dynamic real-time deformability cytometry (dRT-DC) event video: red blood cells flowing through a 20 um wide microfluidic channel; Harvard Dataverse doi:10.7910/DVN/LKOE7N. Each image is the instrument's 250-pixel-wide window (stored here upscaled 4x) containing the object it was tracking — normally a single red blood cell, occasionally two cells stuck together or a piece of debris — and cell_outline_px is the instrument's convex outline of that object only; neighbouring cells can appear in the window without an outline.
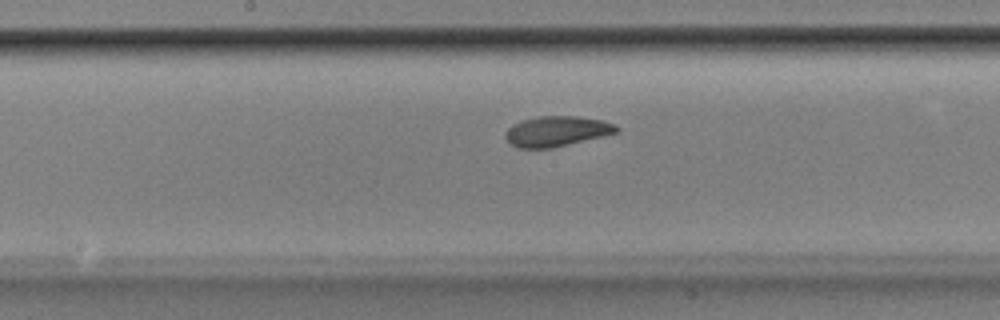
{"species": "Egyptian fruit bat (a non-hibernating species)", "species_latin": "Rousettus aegyptiacus", "temperature_condition": "room temperature", "stored_images_in_passage": 45, "camera_frame_rate_fps": 3000, "um_per_image_px": 0.085, "animal": {"sex": "male"}, "frame": {"image": 1, "passage_image": 24, "time_ms": 7.667, "image_size_px": [1000, 320], "cell_outline_px": [[620, 128], [616, 132], [552, 148], [516, 148], [504, 136], [504, 132], [512, 124], [524, 120], [540, 116], [576, 116], [600, 120], [616, 124]], "centroid_in_image_um": [47.27, 11.15], "position_along_channel_um": 200.9, "area_um2": 19.31}}
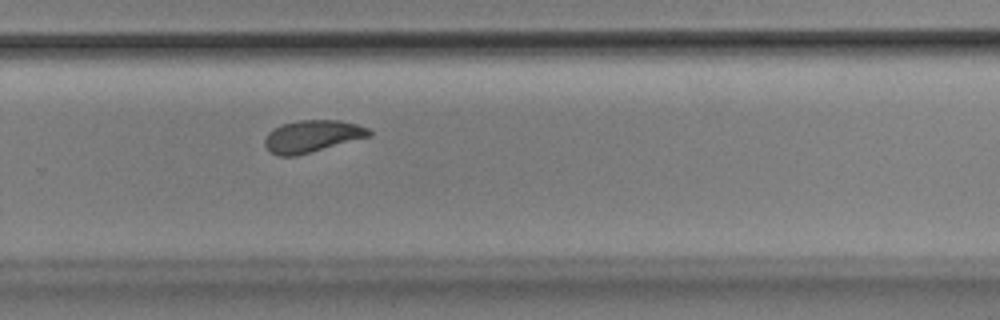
{"frame": {"image": 2, "passage_image": 32, "time_ms": 10.333, "image_size_px": [1000, 320], "cell_outline_px": [[372, 136], [296, 156], [280, 156], [272, 152], [264, 144], [264, 140], [268, 132], [284, 124], [300, 120], [340, 120], [356, 124], [368, 128], [372, 132]], "centroid_in_image_um": [26.57, 11.58], "position_along_channel_um": 303.2, "area_um2": 19.36}}
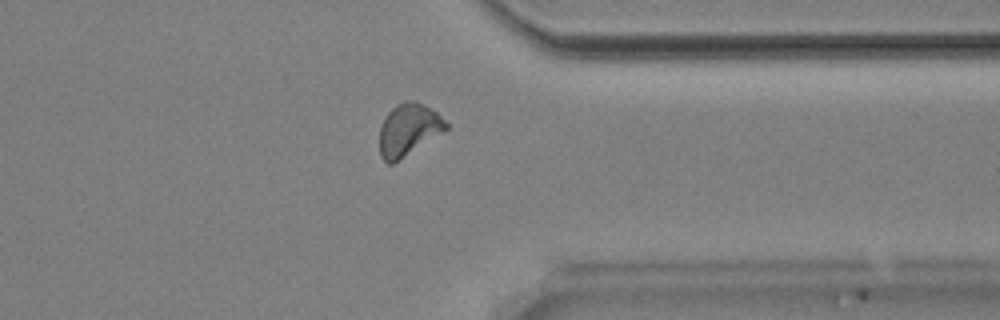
{"frame": {"image": 3, "passage_image": 38, "time_ms": 12.333, "image_size_px": [1000, 320], "cell_outline_px": [[448, 128], [392, 164], [388, 164], [380, 156], [380, 124], [388, 112], [396, 104], [404, 100], [416, 100], [436, 112], [448, 124]], "centroid_in_image_um": [34.68, 10.99], "position_along_channel_um": 376.7, "area_um2": 19.88}, "authors_computed_cell_mechanics": {"area_um2": 19.7676, "velocity_mm_per_s": 3.8563, "shape_relaxation_time_tau1_ms": 3.1578, "shape_relaxation_time_tau2_ms": 2.1903, "deformation_change_tau1": 0.1103, "deformation_change_tau2": 0.0645}}